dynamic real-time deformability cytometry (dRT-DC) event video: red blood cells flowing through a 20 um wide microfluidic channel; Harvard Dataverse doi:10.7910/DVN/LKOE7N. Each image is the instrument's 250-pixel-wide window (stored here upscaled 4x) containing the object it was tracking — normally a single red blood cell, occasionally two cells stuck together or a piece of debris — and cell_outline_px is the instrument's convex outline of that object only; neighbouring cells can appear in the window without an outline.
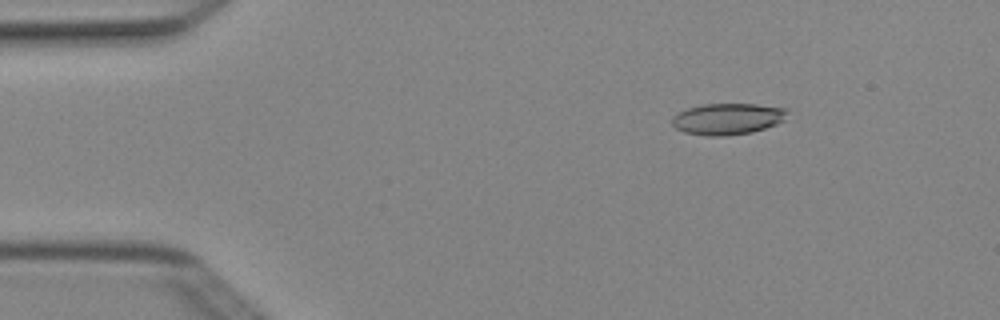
{"species": "Egyptian fruit bat (a non-hibernating species)", "species_latin": "Rousettus aegyptiacus", "temperature_condition": "cold", "stored_images_in_passage": 3, "camera_frame_rate_fps": 3000, "um_per_image_px": 0.085, "animal": {"sex": "female"}, "frame": {"image": 1, "passage_image": 1, "time_ms": 0.0, "image_size_px": [1000, 320], "cell_outline_px": [[788, 112], [784, 120], [776, 124], [752, 132], [724, 136], [708, 136], [684, 132], [676, 128], [672, 124], [672, 116], [688, 108], [704, 104], [756, 104], [788, 108]], "centroid_in_image_um": [61.86, 10.1], "position_along_channel_um": 23.1, "area_um2": 21.04}}
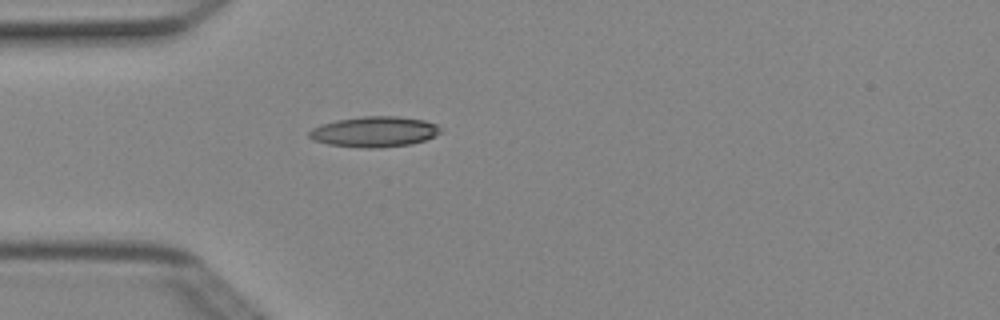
{"frame": {"image": 2, "passage_image": 3, "time_ms": 0.667, "image_size_px": [1000, 320], "cell_outline_px": [[440, 132], [424, 140], [412, 144], [376, 148], [368, 148], [328, 144], [312, 140], [308, 136], [308, 132], [312, 128], [320, 124], [336, 120], [360, 116], [396, 116], [424, 120], [436, 124], [440, 128]], "centroid_in_image_um": [31.77, 11.19], "position_along_channel_um": 53.2, "area_um2": 23.29}}